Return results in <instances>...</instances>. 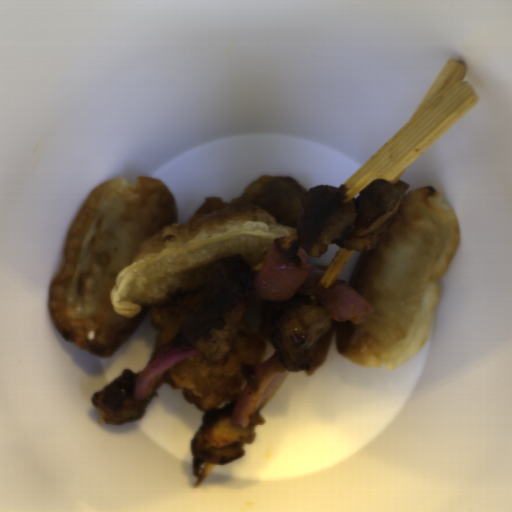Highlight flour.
Masks as SVG:
<instances>
[{"label":"flour","instance_id":"obj_1","mask_svg":"<svg viewBox=\"0 0 512 512\" xmlns=\"http://www.w3.org/2000/svg\"><path fill=\"white\" fill-rule=\"evenodd\" d=\"M296 230L245 203L177 222L174 198L158 178L105 182L70 227L63 267L49 285L51 325L64 342L108 358L149 310L203 289L212 263L241 255L250 270L275 238Z\"/></svg>","mask_w":512,"mask_h":512},{"label":"flour","instance_id":"obj_2","mask_svg":"<svg viewBox=\"0 0 512 512\" xmlns=\"http://www.w3.org/2000/svg\"><path fill=\"white\" fill-rule=\"evenodd\" d=\"M461 243L454 211L434 186L403 195L398 216L348 282L374 309L362 324H336L339 356L358 366L396 368L428 341L439 282Z\"/></svg>","mask_w":512,"mask_h":512}]
</instances>
